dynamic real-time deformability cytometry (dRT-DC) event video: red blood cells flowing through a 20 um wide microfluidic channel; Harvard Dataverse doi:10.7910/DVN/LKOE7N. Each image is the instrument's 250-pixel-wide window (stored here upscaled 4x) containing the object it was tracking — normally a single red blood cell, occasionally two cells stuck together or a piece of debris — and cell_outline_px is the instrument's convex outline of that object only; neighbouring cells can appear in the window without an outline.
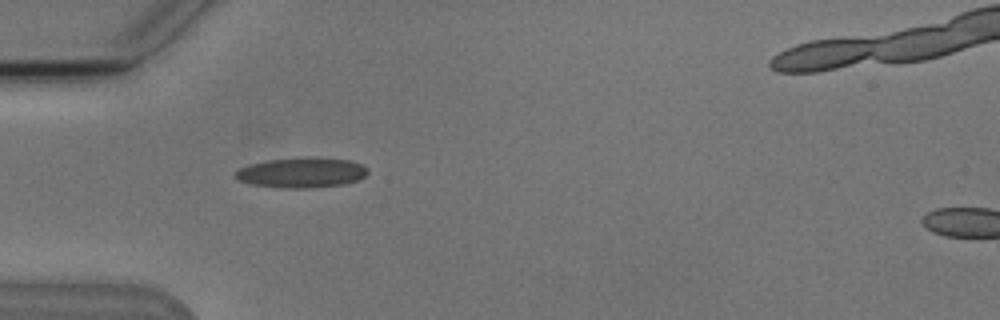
{"species": "Egyptian fruit bat (a non-hibernating species)", "species_latin": "Rousettus aegyptiacus", "temperature_condition": "cold", "stored_images_in_passage": 1, "camera_frame_rate_fps": 3000, "um_per_image_px": 0.085, "animal": {"sex": "male"}, "frame": {"image": 1, "passage_image": 1, "time_ms": 0.0, "image_size_px": [1000, 320], "cell_outline_px": [[368, 172], [360, 180], [344, 184], [312, 188], [280, 188], [252, 184], [240, 180], [236, 176], [236, 172], [240, 168], [252, 164], [268, 160], [348, 160], [360, 164]], "centroid_in_image_um": [25.64, 14.73], "position_along_channel_um": 59.4, "area_um2": 21.96}}